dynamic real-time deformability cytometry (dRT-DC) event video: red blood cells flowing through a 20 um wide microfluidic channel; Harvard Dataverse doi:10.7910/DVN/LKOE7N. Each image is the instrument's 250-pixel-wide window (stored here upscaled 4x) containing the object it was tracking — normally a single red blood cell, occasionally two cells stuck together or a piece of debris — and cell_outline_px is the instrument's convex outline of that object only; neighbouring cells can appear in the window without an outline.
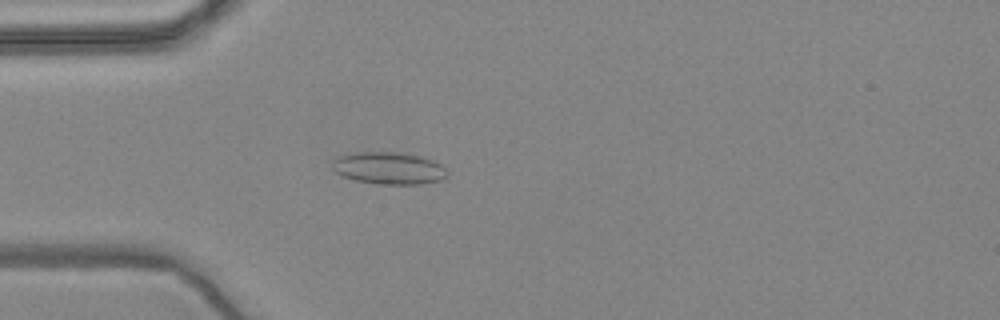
{"species": "common noctule bat (a hibernating species)", "species_latin": "Nyctalus noctula", "temperature_condition": "warm", "stored_images_in_passage": 55, "camera_frame_rate_fps": 3000, "um_per_image_px": 0.085, "animal": {"sex": "female", "body_mass_g": 24.6, "forearm_length_mm": 56.2}, "frame": {"image": 1, "passage_image": 15, "time_ms": 4.667, "image_size_px": [1000, 320], "cell_outline_px": [[448, 176], [440, 180], [424, 184], [380, 184], [356, 180], [344, 176], [336, 172], [332, 168], [336, 156], [356, 152], [396, 152], [420, 156], [432, 160], [440, 164], [448, 172]], "centroid_in_image_um": [33.07, 14.29], "position_along_channel_um": 51.9, "area_um2": 21.44}}
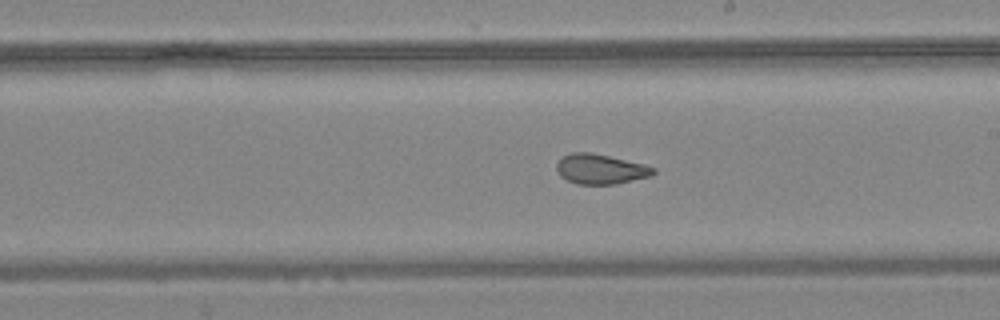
{"frame": {"image": 2, "passage_image": 31, "time_ms": 10.0, "image_size_px": [1000, 320], "cell_outline_px": [[656, 172], [652, 176], [616, 184], [576, 184], [560, 176], [556, 168], [556, 164], [564, 156], [572, 152], [592, 152], [644, 164], [656, 168]], "centroid_in_image_um": [51.07, 14.37], "position_along_channel_um": 237.9, "area_um2": 16.94}}
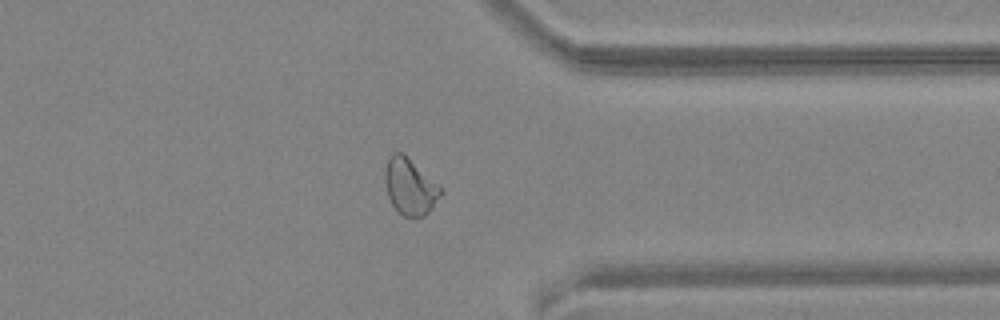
{"frame": {"image": 3, "passage_image": 43, "time_ms": 14.0, "image_size_px": [1000, 320], "cell_outline_px": [[444, 192], [432, 208], [424, 216], [404, 216], [392, 204], [388, 196], [384, 180], [384, 172], [388, 156], [392, 152], [404, 152], [444, 188]], "centroid_in_image_um": [34.87, 15.8], "position_along_channel_um": 376.5, "area_um2": 18.73}, "authors_computed_cell_mechanics": {"area_um2": 18.7272, "velocity_mm_per_s": 3.6272, "shape_relaxation_time_tau1_ms": null, "shape_relaxation_time_tau2_ms": 1.4083, "deformation_change_tau1": null, "deformation_change_tau2": 0.0621}}